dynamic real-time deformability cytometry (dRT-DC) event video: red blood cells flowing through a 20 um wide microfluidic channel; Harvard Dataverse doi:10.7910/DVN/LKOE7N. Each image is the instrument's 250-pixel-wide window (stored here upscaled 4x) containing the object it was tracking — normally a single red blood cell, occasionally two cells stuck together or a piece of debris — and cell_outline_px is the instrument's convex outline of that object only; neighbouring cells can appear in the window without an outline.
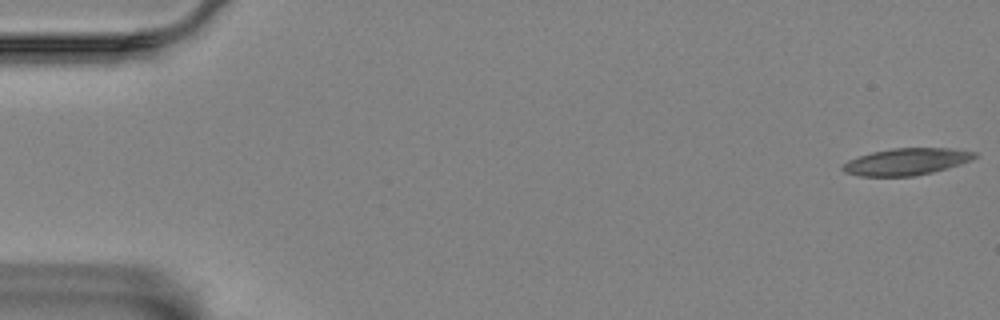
{"species": "Egyptian fruit bat (a non-hibernating species)", "species_latin": "Rousettus aegyptiacus", "temperature_condition": "room temperature", "stored_images_in_passage": 17, "camera_frame_rate_fps": 3000, "um_per_image_px": 0.085, "animal": {"sex": "female"}, "frame": {"image": 1, "passage_image": 1, "time_ms": 0.0, "image_size_px": [1000, 320], "cell_outline_px": [[976, 156], [972, 160], [948, 168], [932, 172], [912, 176], [860, 176], [844, 172], [840, 168], [848, 160], [856, 156], [872, 152], [892, 148], [948, 148], [976, 152]], "centroid_in_image_um": [77.01, 13.74], "position_along_channel_um": 8.0, "area_um2": 20.63}}
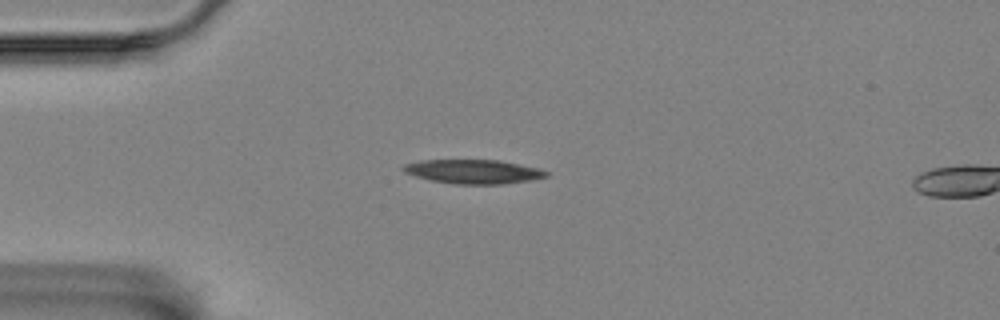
{"frame": {"image": 2, "passage_image": 15, "time_ms": 4.667, "image_size_px": [1000, 320], "cell_outline_px": [[548, 176], [532, 180], [504, 184], [456, 184], [432, 180], [416, 176], [404, 172], [400, 168], [404, 164], [420, 160], [500, 160], [540, 168], [548, 172]], "centroid_in_image_um": [40.26, 14.58], "position_along_channel_um": 44.7, "area_um2": 20.11}}